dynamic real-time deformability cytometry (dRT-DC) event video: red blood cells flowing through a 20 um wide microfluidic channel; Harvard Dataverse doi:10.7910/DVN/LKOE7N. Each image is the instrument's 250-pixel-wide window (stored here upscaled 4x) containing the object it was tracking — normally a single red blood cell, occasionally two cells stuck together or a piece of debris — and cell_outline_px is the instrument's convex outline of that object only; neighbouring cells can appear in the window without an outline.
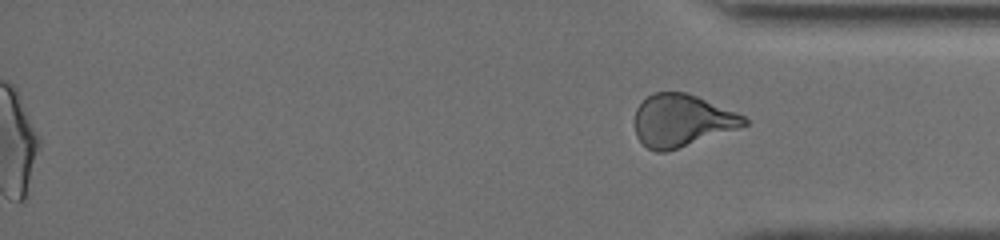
{"species": "human", "species_latin": "Homo sapiens", "temperature_condition": "cold", "stored_images_in_passage": 40, "segment_of_instrument_passage": [2, 2], "camera_frame_rate_fps": 3000, "um_per_image_px": 0.085, "donor": {"sex": "male"}, "frame": {"image": 1, "passage_image": 40, "time_ms": 17.333, "image_size_px": [1000, 240], "cell_outline_px": [[748, 124], [664, 152], [656, 152], [648, 148], [636, 136], [636, 108], [648, 96], [656, 92], [684, 92], [696, 96], [736, 112], [744, 116], [748, 120]], "centroid_in_image_um": [57.93, 10.23], "position_along_channel_um": 377.3, "area_um2": 32.43}}